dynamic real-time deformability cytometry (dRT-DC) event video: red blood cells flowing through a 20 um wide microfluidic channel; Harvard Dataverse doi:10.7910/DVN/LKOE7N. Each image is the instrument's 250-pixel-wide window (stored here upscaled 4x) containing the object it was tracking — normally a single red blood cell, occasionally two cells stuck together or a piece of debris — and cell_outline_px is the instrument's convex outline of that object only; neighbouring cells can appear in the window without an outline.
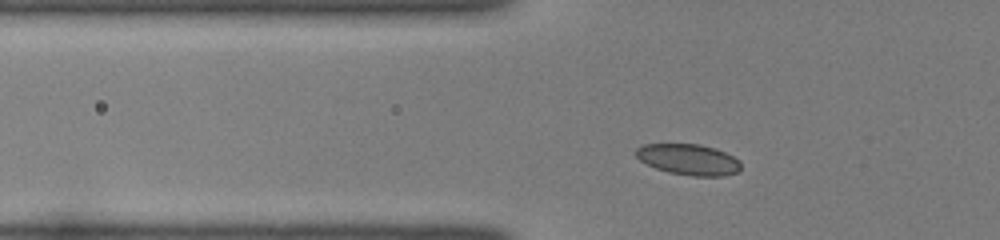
{"species": "common noctule bat (a hibernating species)", "species_latin": "Nyctalus noctula", "temperature_condition": "room temperature", "stored_images_in_passage": 36, "camera_frame_rate_fps": 3000, "um_per_image_px": 0.085, "animal": {"sex": "female", "body_mass_g": 22.0, "forearm_length_mm": 56.7}, "frame": {"image": 1, "passage_image": 2, "time_ms": 0.333, "image_size_px": [1000, 240], "cell_outline_px": [[740, 172], [724, 176], [692, 176], [668, 172], [656, 168], [640, 160], [636, 156], [636, 148], [644, 144], [700, 144], [716, 148], [740, 160]], "centroid_in_image_um": [58.56, 13.56], "position_along_channel_um": 67.2, "area_um2": 18.96}}
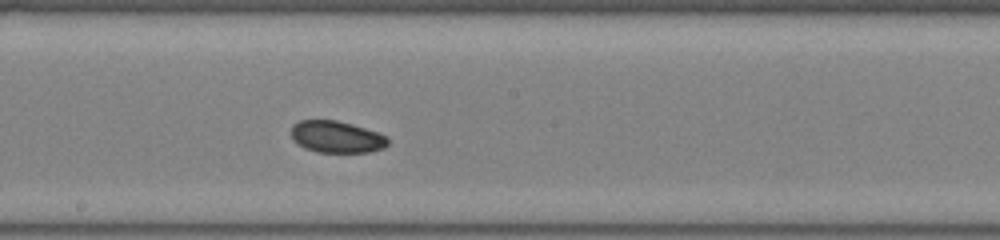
{"frame": {"image": 2, "passage_image": 14, "time_ms": 4.333, "image_size_px": [1000, 240], "cell_outline_px": [[388, 144], [384, 148], [368, 152], [316, 152], [304, 148], [296, 144], [292, 140], [292, 124], [300, 120], [336, 120], [352, 124], [380, 132], [388, 136]], "centroid_in_image_um": [28.61, 11.63], "position_along_channel_um": 219.6, "area_um2": 18.21}}
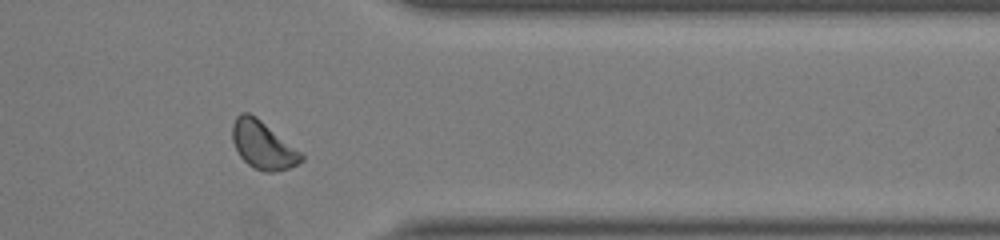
{"frame": {"image": 3, "passage_image": 27, "time_ms": 8.667, "image_size_px": [1000, 240], "cell_outline_px": [[304, 160], [288, 168], [272, 172], [264, 172], [248, 164], [240, 156], [232, 140], [232, 124], [236, 116], [240, 112], [248, 112], [256, 116], [300, 152], [304, 156]], "centroid_in_image_um": [22.31, 12.31], "position_along_channel_um": 389.1, "area_um2": 18.9}}